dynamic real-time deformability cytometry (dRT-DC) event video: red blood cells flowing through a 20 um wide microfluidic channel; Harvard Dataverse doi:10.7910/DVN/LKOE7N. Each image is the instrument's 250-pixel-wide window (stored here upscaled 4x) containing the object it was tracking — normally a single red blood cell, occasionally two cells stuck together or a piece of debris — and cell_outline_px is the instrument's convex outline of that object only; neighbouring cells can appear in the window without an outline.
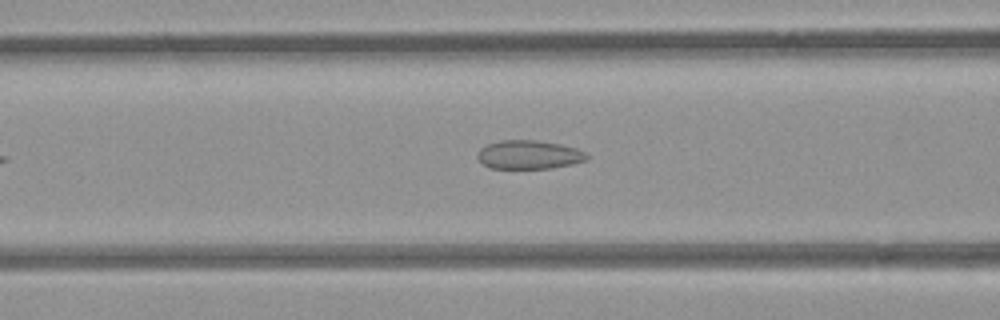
{"species": "common noctule bat (a hibernating species)", "species_latin": "Nyctalus noctula", "temperature_condition": "room temperature", "stored_images_in_passage": 30, "camera_frame_rate_fps": 3000, "um_per_image_px": 0.085, "animal": {"sex": "female", "body_mass_g": 21.9}, "frame": {"image": 1, "passage_image": 5, "time_ms": 1.333, "image_size_px": [1000, 320], "cell_outline_px": [[588, 160], [572, 164], [552, 168], [488, 168], [476, 156], [476, 152], [480, 148], [488, 144], [500, 140], [536, 140], [560, 144], [576, 148], [588, 152]], "centroid_in_image_um": [44.97, 13.14], "position_along_channel_um": 121.6, "area_um2": 18.44}}
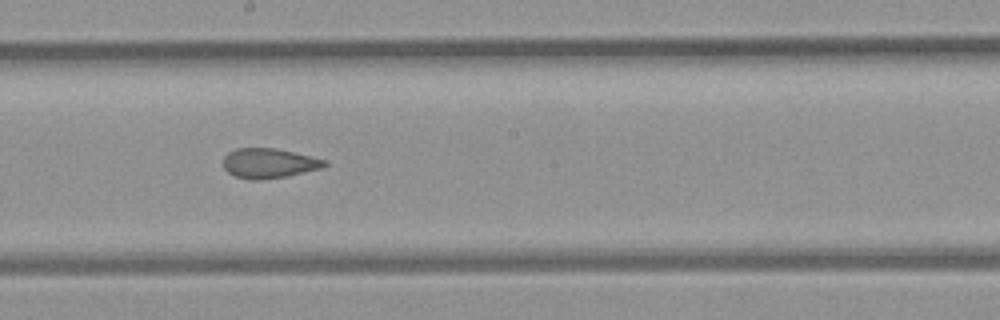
{"frame": {"image": 2, "passage_image": 13, "time_ms": 4.0, "image_size_px": [1000, 320], "cell_outline_px": [[328, 164], [320, 168], [284, 176], [260, 180], [252, 180], [236, 176], [228, 172], [224, 168], [224, 156], [228, 152], [236, 148], [276, 148], [328, 160]], "centroid_in_image_um": [22.85, 13.86], "position_along_channel_um": 225.4, "area_um2": 17.4}}
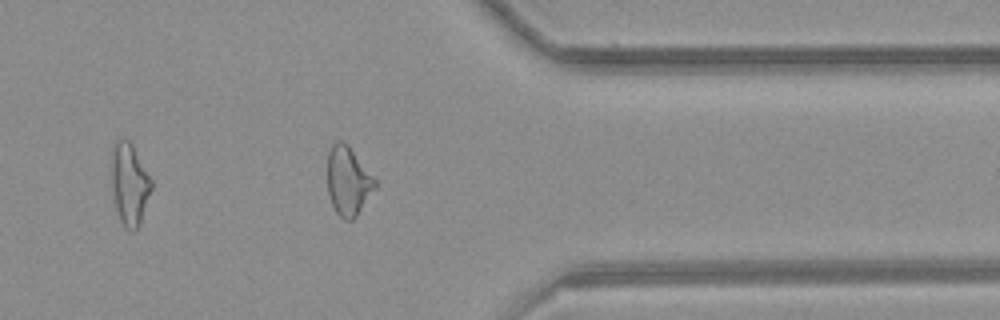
{"frame": {"image": 3, "passage_image": 26, "time_ms": 8.333, "image_size_px": [1000, 320], "cell_outline_px": [[376, 188], [356, 216], [352, 220], [344, 220], [336, 212], [328, 196], [328, 152], [332, 144], [336, 140], [340, 140], [348, 144], [376, 180]], "centroid_in_image_um": [29.58, 15.38], "position_along_channel_um": 381.8, "area_um2": 19.07}, "authors_computed_cell_mechanics": {"area_um2": 18.4093, "velocity_mm_per_s": 3.8823, "shape_relaxation_time_tau1_ms": null, "shape_relaxation_time_tau2_ms": 1.8413, "deformation_change_tau1": null, "deformation_change_tau2": 0.0883}}